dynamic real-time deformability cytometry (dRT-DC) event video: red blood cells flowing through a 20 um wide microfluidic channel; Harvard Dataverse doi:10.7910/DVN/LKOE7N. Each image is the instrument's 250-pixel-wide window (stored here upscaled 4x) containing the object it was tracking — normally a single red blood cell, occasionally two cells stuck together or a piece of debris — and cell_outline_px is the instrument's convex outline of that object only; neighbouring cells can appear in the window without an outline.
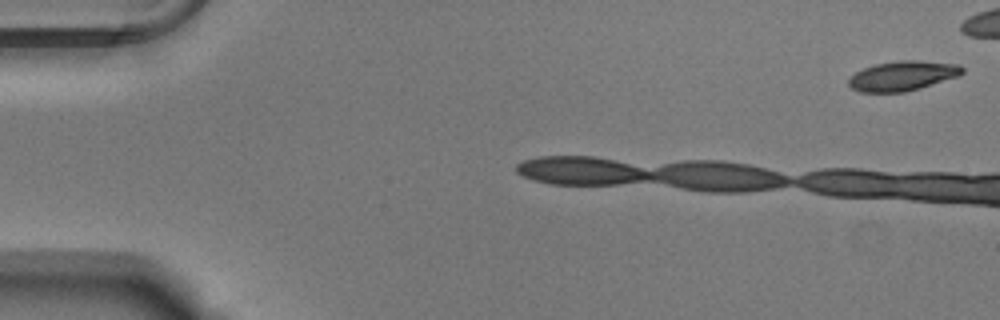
{"species": "Egyptian fruit bat (a non-hibernating species)", "species_latin": "Rousettus aegyptiacus", "temperature_condition": "warm", "stored_images_in_passage": 6, "camera_frame_rate_fps": 3000, "um_per_image_px": 0.085, "animal": {"sex": "male"}, "frame": {"image": 1, "passage_image": 1, "time_ms": 0.0, "image_size_px": [1000, 320], "cell_outline_px": [[964, 72], [960, 76], [920, 88], [904, 92], [860, 92], [852, 88], [848, 84], [848, 80], [856, 72], [864, 68], [876, 64], [900, 60], [920, 60], [960, 64], [964, 68]], "centroid_in_image_um": [76.77, 6.44], "position_along_channel_um": 8.2, "area_um2": 19.77}}